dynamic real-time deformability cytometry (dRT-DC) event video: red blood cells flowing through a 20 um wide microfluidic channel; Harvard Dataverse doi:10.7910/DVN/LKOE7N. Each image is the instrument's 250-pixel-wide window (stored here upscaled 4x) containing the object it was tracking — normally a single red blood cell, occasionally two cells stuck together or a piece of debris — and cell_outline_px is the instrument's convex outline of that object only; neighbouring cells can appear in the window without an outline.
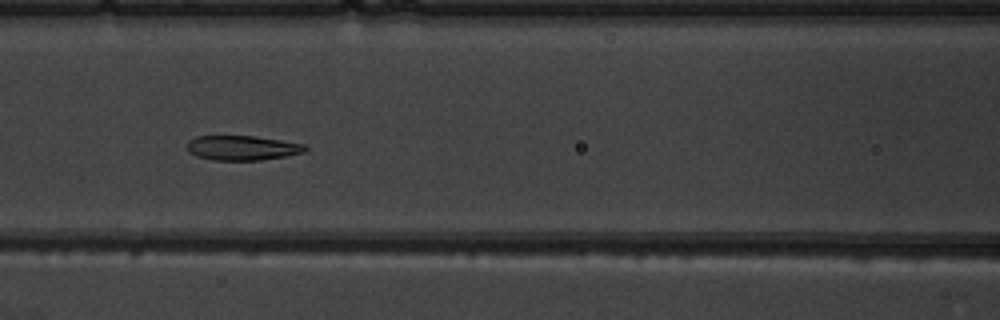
{"species": "common noctule bat (a hibernating species)", "species_latin": "Nyctalus noctula", "temperature_condition": "warm", "stored_images_in_passage": 6, "camera_frame_rate_fps": 3000, "um_per_image_px": 0.085, "animal": {"sex": "male", "body_mass_g": 19.5, "forearm_length_mm": 54.6}, "frame": {"image": 1, "passage_image": 6, "time_ms": 5.667, "image_size_px": [1000, 320], "cell_outline_px": [[308, 148], [304, 152], [284, 156], [260, 160], [212, 160], [196, 156], [188, 152], [188, 140], [196, 136], [256, 136], [308, 144]], "centroid_in_image_um": [20.61, 12.56], "position_along_channel_um": 146.0, "area_um2": 17.11}}